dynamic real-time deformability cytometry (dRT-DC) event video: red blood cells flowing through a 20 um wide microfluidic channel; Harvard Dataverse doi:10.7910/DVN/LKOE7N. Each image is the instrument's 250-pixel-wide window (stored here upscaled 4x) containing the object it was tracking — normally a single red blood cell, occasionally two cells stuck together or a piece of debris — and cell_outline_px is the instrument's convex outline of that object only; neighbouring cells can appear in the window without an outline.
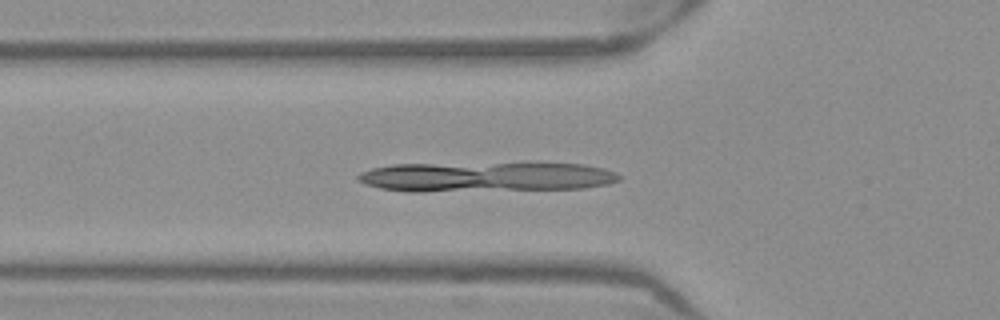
{"species": "Egyptian fruit bat (a non-hibernating species)", "species_latin": "Rousettus aegyptiacus", "temperature_condition": "warm", "stored_images_in_passage": 9, "camera_frame_rate_fps": 3000, "um_per_image_px": 0.085, "frame": {"image": 1, "passage_image": 2, "time_ms": 0.333, "image_size_px": [1000, 320], "cell_outline_px": [[476, 180], [468, 184], [440, 188], [396, 188], [384, 184], [388, 168], [448, 168], [472, 172]], "centroid_in_image_um": [36.32, 15.12], "position_along_channel_um": 89.5, "area_um2": 11.56}}
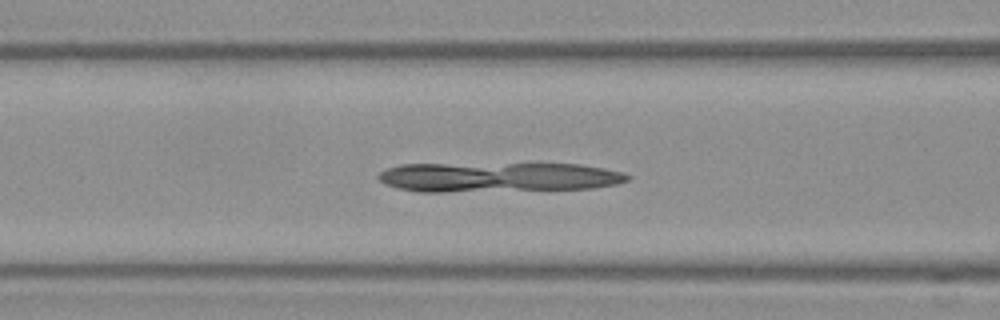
{"frame": {"image": 2, "passage_image": 5, "time_ms": 1.333, "image_size_px": [1000, 320], "cell_outline_px": [[496, 180], [484, 184], [456, 188], [416, 188], [404, 184], [404, 168], [456, 168], [484, 172]], "centroid_in_image_um": [37.77, 15.12], "position_along_channel_um": 128.8, "area_um2": 11.1}}